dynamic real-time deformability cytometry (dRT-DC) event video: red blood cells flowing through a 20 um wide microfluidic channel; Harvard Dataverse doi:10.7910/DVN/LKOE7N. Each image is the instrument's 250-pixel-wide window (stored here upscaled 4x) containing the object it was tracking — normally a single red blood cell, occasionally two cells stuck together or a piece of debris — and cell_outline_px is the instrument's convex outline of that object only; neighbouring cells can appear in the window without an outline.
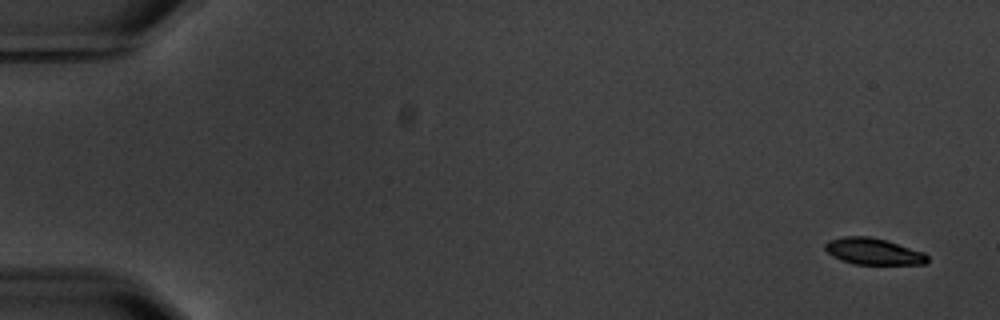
{"species": "common noctule bat (a hibernating species)", "species_latin": "Nyctalus noctula", "temperature_condition": "warm", "stored_images_in_passage": 5, "camera_frame_rate_fps": 3000, "um_per_image_px": 0.085, "animal": {"sex": "male", "body_mass_g": 20.1, "forearm_length_mm": 53.5}, "frame": {"image": 1, "passage_image": 1, "time_ms": 0.0, "image_size_px": [1000, 320], "cell_outline_px": [[928, 260], [924, 264], [856, 264], [832, 256], [824, 248], [824, 244], [828, 240], [844, 236], [868, 236], [888, 240], [924, 252], [928, 256]], "centroid_in_image_um": [74.24, 21.35], "position_along_channel_um": 10.8, "area_um2": 15.78}}
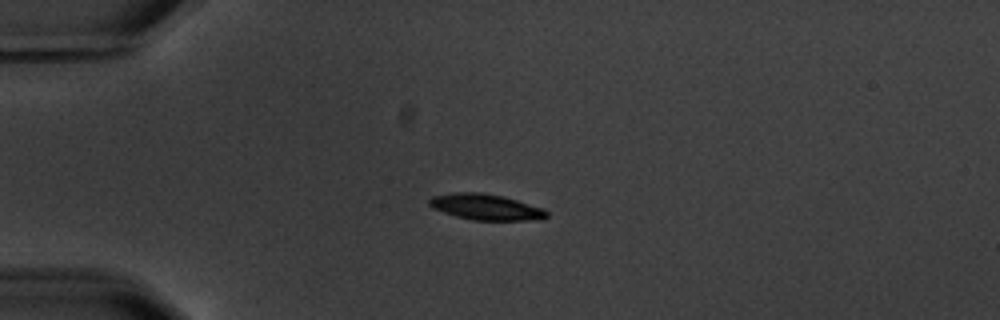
{"frame": {"image": 2, "passage_image": 4, "time_ms": 4.333, "image_size_px": [1000, 320], "cell_outline_px": [[548, 216], [540, 220], [472, 220], [456, 216], [432, 208], [428, 204], [428, 200], [432, 196], [452, 192], [484, 192], [504, 196], [544, 208], [548, 212]], "centroid_in_image_um": [41.3, 17.58], "position_along_channel_um": 43.7, "area_um2": 17.98}}